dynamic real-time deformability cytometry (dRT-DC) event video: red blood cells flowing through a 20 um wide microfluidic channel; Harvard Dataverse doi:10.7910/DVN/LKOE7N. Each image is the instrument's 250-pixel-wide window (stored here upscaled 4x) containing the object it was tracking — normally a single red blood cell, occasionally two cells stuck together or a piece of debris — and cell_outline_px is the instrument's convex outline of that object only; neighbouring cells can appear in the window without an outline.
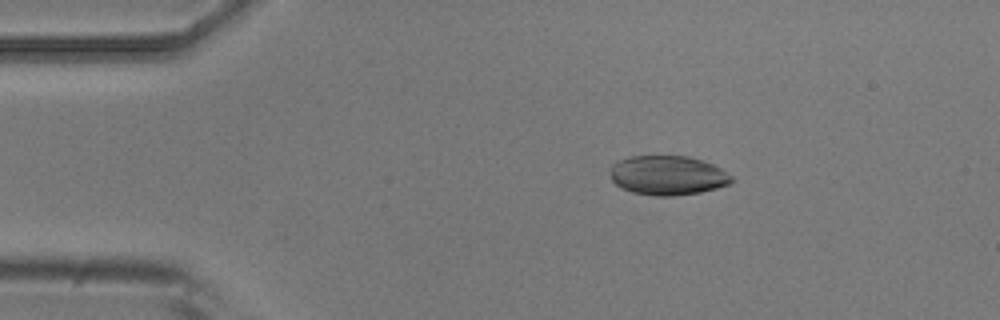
{"species": "common noctule bat (a hibernating species)", "species_latin": "Nyctalus noctula", "temperature_condition": "room temperature", "stored_images_in_passage": 51, "camera_frame_rate_fps": 3000, "um_per_image_px": 0.085, "animal": {"sex": "male", "body_mass_g": 20.5, "forearm_length_mm": 52.5}, "frame": {"image": 1, "passage_image": 9, "time_ms": 2.667, "image_size_px": [1000, 320], "cell_outline_px": [[736, 180], [732, 184], [700, 192], [672, 196], [656, 196], [632, 192], [620, 188], [612, 180], [612, 164], [616, 160], [628, 156], [688, 156], [712, 164], [720, 168], [732, 176]], "centroid_in_image_um": [56.77, 14.91], "position_along_channel_um": 28.2, "area_um2": 27.98}}
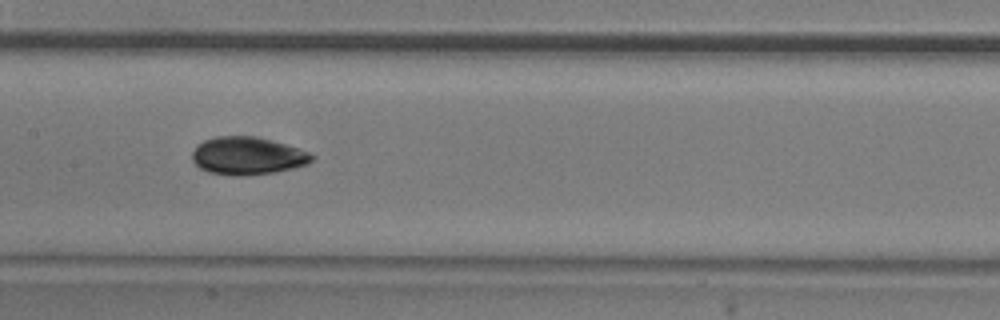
{"frame": {"image": 2, "passage_image": 25, "time_ms": 8.0, "image_size_px": [1000, 320], "cell_outline_px": [[312, 160], [308, 164], [292, 168], [272, 172], [240, 176], [232, 176], [208, 172], [200, 168], [192, 160], [192, 152], [196, 144], [204, 140], [216, 136], [256, 136], [272, 140], [308, 152], [312, 156]], "centroid_in_image_um": [20.97, 13.24], "position_along_channel_um": 186.4, "area_um2": 26.18}}
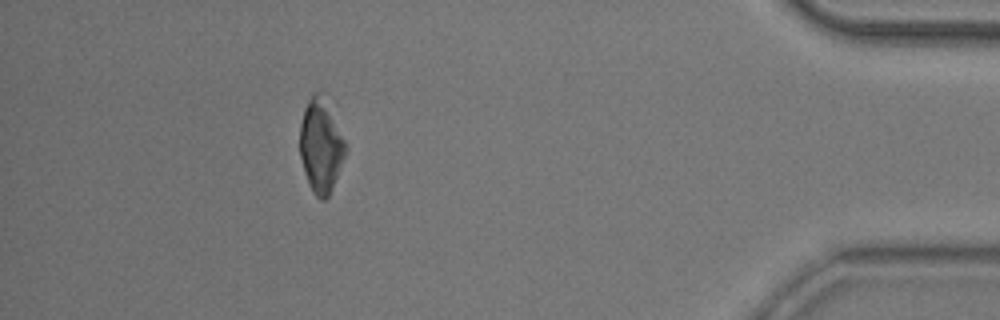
{"frame": {"image": 3, "passage_image": 46, "time_ms": 15.0, "image_size_px": [1000, 320], "cell_outline_px": [[348, 152], [328, 196], [324, 200], [320, 200], [312, 192], [308, 184], [304, 172], [300, 156], [300, 124], [304, 108], [312, 92], [320, 92], [348, 148]], "centroid_in_image_um": [27.26, 12.46], "position_along_channel_um": 407.9, "area_um2": 24.57}, "authors_computed_cell_mechanics": {"area_um2": 26.1256, "velocity_mm_per_s": 3.9369, "shape_relaxation_time_tau1_ms": 2.7151, "shape_relaxation_time_tau2_ms": null, "deformation_change_tau1": 0.1114, "deformation_change_tau2": null}}